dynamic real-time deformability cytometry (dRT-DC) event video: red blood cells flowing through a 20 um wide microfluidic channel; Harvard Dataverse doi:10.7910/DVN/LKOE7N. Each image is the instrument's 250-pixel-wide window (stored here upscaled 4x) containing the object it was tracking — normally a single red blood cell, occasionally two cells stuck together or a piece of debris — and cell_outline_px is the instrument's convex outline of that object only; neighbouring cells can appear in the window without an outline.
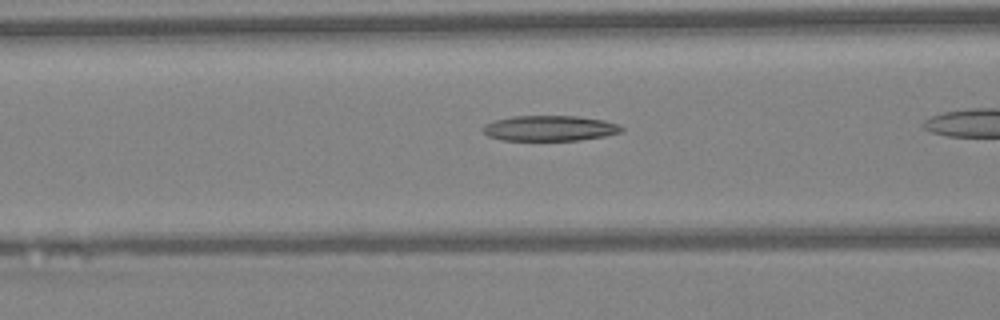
{"species": "Egyptian fruit bat (a non-hibernating species)", "species_latin": "Rousettus aegyptiacus", "temperature_condition": "warm", "stored_images_in_passage": 26, "camera_frame_rate_fps": 3000, "um_per_image_px": 0.085, "animal": {"sex": "female"}, "frame": {"image": 1, "passage_image": 8, "time_ms": 2.333, "image_size_px": [1000, 320], "cell_outline_px": [[624, 128], [620, 132], [604, 136], [580, 140], [500, 140], [488, 136], [480, 128], [484, 124], [492, 120], [512, 116], [576, 116], [604, 120], [616, 124]], "centroid_in_image_um": [46.65, 10.9], "position_along_channel_um": 119.9, "area_um2": 20.58}}
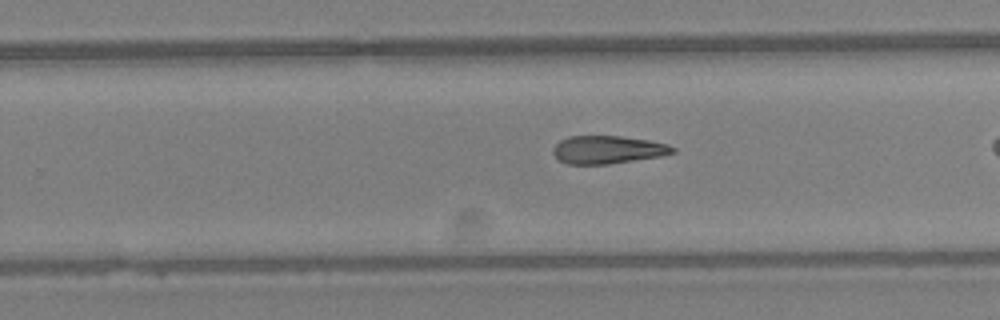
{"frame": {"image": 2, "passage_image": 19, "time_ms": 6.0, "image_size_px": [1000, 320], "cell_outline_px": [[676, 152], [660, 156], [608, 164], [568, 164], [560, 160], [552, 152], [552, 148], [560, 140], [568, 136], [620, 136], [648, 140], [668, 144], [676, 148]], "centroid_in_image_um": [51.65, 12.72], "position_along_channel_um": 278.1, "area_um2": 19.42}}
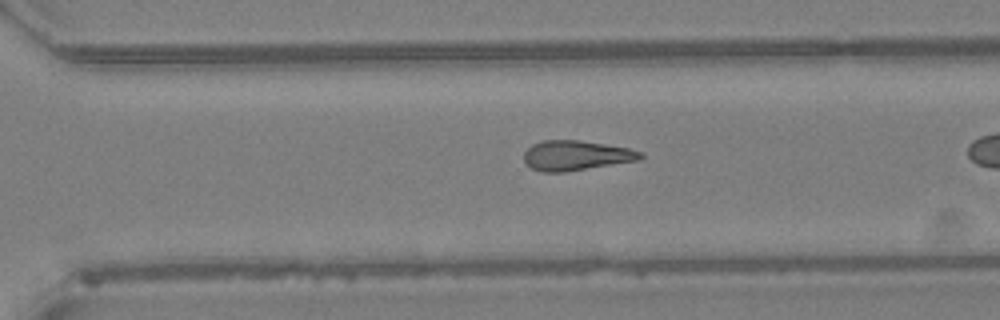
{"frame": {"image": 3, "passage_image": 22, "time_ms": 7.0, "image_size_px": [1000, 320], "cell_outline_px": [[644, 156], [640, 160], [564, 172], [540, 172], [524, 164], [524, 152], [532, 144], [540, 140], [580, 140], [628, 148], [640, 152]], "centroid_in_image_um": [48.92, 13.22], "position_along_channel_um": 321.7, "area_um2": 20.35}}